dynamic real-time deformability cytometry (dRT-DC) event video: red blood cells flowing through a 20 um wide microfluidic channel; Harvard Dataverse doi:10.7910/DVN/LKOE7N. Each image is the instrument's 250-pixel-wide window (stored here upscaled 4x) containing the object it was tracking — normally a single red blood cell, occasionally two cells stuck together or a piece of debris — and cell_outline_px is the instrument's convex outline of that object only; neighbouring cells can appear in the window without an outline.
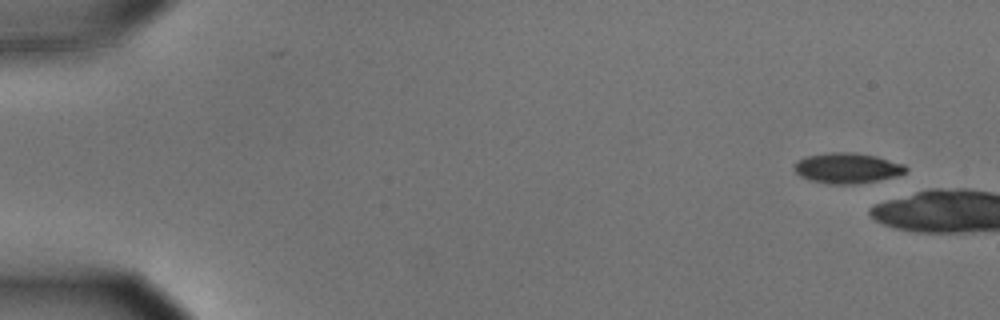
{"species": "common noctule bat (a hibernating species)", "species_latin": "Nyctalus noctula", "temperature_condition": "cold", "stored_images_in_passage": 5, "camera_frame_rate_fps": 3000, "um_per_image_px": 0.085, "animal": {"sex": "male", "body_mass_g": 15.6}, "frame": {"image": 1, "passage_image": 1, "time_ms": 0.0, "image_size_px": [1000, 320], "cell_outline_px": [[908, 168], [904, 172], [896, 176], [856, 184], [828, 184], [808, 180], [800, 176], [792, 168], [796, 160], [808, 156], [828, 152], [852, 152], [876, 156], [904, 164]], "centroid_in_image_um": [71.96, 14.28], "position_along_channel_um": 13.0, "area_um2": 19.83}}